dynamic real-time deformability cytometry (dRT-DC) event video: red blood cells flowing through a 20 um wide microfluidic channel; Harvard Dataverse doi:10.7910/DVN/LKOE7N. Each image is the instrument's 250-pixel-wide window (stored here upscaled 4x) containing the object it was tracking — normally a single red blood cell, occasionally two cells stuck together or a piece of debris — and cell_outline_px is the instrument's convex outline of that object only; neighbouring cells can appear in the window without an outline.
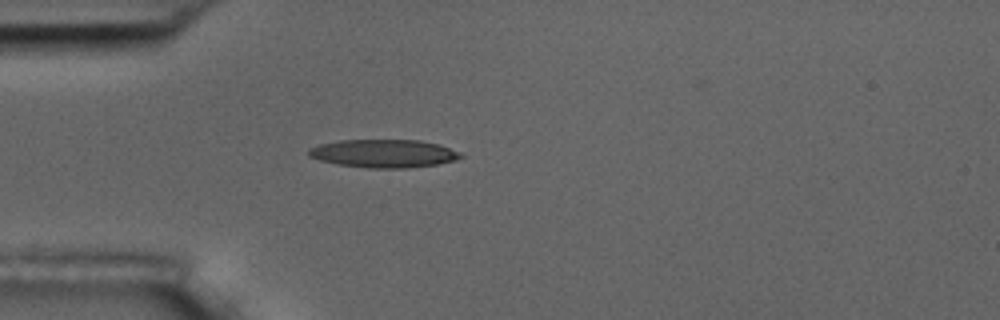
{"species": "common noctule bat (a hibernating species)", "species_latin": "Nyctalus noctula", "temperature_condition": "room temperature", "stored_images_in_passage": 1, "camera_frame_rate_fps": 3000, "um_per_image_px": 0.085, "animal": {"sex": "male", "body_mass_g": 17.5, "forearm_length_mm": 52.3}, "frame": {"image": 1, "passage_image": 1, "time_ms": 0.0, "image_size_px": [1000, 320], "cell_outline_px": [[464, 156], [456, 160], [436, 164], [408, 168], [368, 168], [336, 164], [320, 160], [308, 156], [308, 148], [320, 144], [340, 140], [420, 140], [440, 144], [460, 152]], "centroid_in_image_um": [32.62, 13.04], "position_along_channel_um": 52.4, "area_um2": 25.03}}